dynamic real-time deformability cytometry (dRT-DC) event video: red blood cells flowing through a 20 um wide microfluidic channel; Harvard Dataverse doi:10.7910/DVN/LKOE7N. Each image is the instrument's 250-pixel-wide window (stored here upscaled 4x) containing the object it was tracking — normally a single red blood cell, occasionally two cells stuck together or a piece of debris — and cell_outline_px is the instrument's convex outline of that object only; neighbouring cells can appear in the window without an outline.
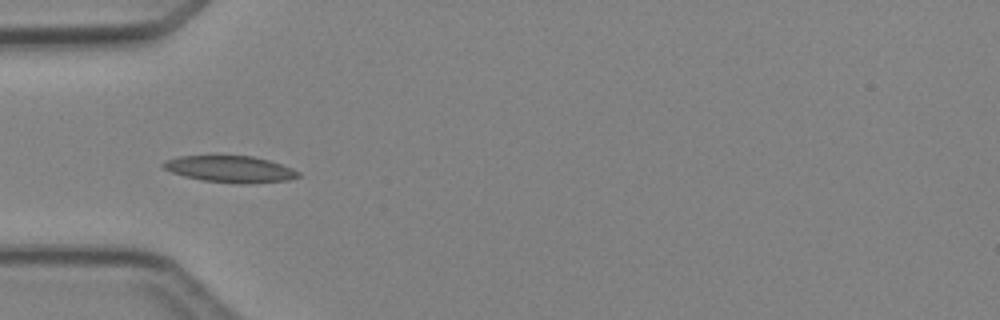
{"species": "Egyptian fruit bat (a non-hibernating species)", "species_latin": "Rousettus aegyptiacus", "temperature_condition": "cold", "stored_images_in_passage": 5, "camera_frame_rate_fps": 3000, "um_per_image_px": 0.085, "animal": {"sex": "female"}, "frame": {"image": 1, "passage_image": 5, "time_ms": 4.667, "image_size_px": [1000, 320], "cell_outline_px": [[300, 176], [288, 180], [244, 184], [200, 180], [184, 176], [172, 172], [164, 168], [160, 164], [164, 160], [180, 156], [252, 156], [268, 160], [292, 168], [300, 172]], "centroid_in_image_um": [19.55, 14.37], "position_along_channel_um": 65.5, "area_um2": 20.81}}